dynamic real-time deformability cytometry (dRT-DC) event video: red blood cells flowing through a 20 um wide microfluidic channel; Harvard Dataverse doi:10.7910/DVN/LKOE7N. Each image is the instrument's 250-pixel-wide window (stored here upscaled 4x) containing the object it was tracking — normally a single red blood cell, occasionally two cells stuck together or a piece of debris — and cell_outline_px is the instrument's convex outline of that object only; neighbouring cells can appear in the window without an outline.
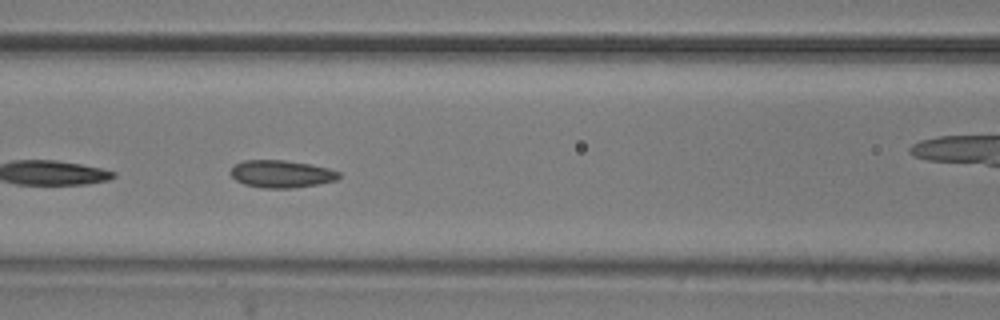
{"species": "common noctule bat (a hibernating species)", "species_latin": "Nyctalus noctula", "temperature_condition": "room temperature", "stored_images_in_passage": 12, "camera_frame_rate_fps": 3000, "um_per_image_px": 0.085, "animal": {"sex": "male", "body_mass_g": 20.5, "forearm_length_mm": 52.5}, "frame": {"image": 1, "passage_image": 9, "time_ms": 2.667, "image_size_px": [1000, 320], "cell_outline_px": [[340, 176], [336, 180], [316, 184], [292, 188], [264, 188], [244, 184], [236, 180], [228, 172], [232, 164], [244, 160], [284, 160], [308, 164], [328, 168], [340, 172]], "centroid_in_image_um": [23.85, 14.77], "position_along_channel_um": 142.7, "area_um2": 17.34}}